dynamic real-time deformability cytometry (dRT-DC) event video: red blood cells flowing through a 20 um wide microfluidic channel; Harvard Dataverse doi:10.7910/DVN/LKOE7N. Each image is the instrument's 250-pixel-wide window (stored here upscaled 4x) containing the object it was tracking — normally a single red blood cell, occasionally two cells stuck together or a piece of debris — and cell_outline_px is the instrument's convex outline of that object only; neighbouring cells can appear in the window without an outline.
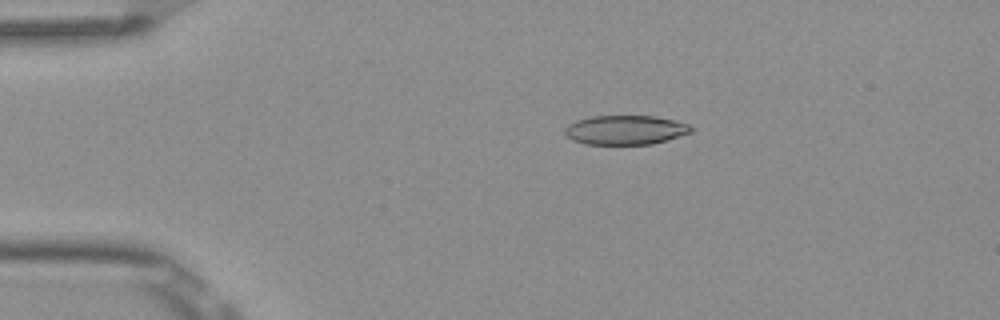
{"species": "Egyptian fruit bat (a non-hibernating species)", "species_latin": "Rousettus aegyptiacus", "temperature_condition": "room temperature", "stored_images_in_passage": 4, "camera_frame_rate_fps": 3000, "um_per_image_px": 0.085, "frame": {"image": 1, "passage_image": 3, "time_ms": 0.667, "image_size_px": [1000, 320], "cell_outline_px": [[696, 128], [692, 132], [652, 144], [584, 144], [572, 140], [564, 132], [564, 128], [568, 124], [576, 120], [592, 116], [656, 116], [688, 124]], "centroid_in_image_um": [53.15, 11.04], "position_along_channel_um": 31.9, "area_um2": 21.56}}